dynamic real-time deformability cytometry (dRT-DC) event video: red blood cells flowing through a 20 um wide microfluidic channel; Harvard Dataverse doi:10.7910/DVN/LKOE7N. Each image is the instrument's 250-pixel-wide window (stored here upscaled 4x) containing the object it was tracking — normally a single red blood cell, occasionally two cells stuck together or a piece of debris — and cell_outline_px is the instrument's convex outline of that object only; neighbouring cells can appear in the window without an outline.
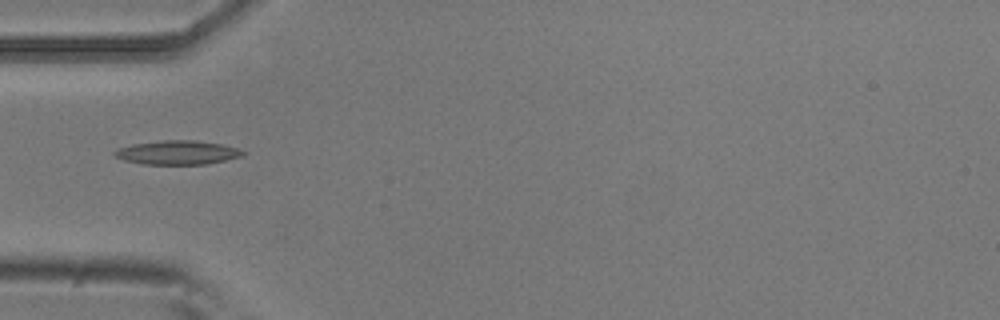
{"species": "common noctule bat (a hibernating species)", "species_latin": "Nyctalus noctula", "temperature_condition": "room temperature", "stored_images_in_passage": 5, "camera_frame_rate_fps": 3000, "um_per_image_px": 0.085, "animal": {"sex": "male", "body_mass_g": 20.5, "forearm_length_mm": 52.5}, "frame": {"image": 1, "passage_image": 5, "time_ms": 1.333, "image_size_px": [1000, 320], "cell_outline_px": [[248, 152], [244, 156], [208, 164], [140, 164], [124, 160], [116, 156], [112, 152], [116, 148], [132, 144], [164, 140], [196, 140], [220, 144], [236, 148]], "centroid_in_image_um": [15.09, 12.97], "position_along_channel_um": 69.9, "area_um2": 18.03}}